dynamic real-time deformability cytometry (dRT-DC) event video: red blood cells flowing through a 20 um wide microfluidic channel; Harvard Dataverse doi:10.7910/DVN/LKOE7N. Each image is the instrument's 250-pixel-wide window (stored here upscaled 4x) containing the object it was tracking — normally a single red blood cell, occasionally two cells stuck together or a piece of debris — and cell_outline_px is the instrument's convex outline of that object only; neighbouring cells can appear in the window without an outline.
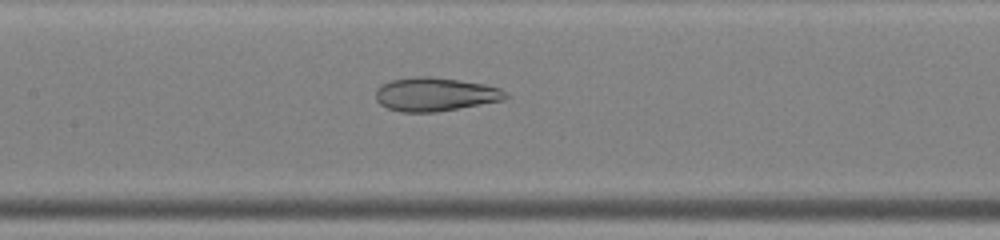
{"species": "common noctule bat (a hibernating species)", "species_latin": "Nyctalus noctula", "temperature_condition": "warm", "stored_images_in_passage": 34, "camera_frame_rate_fps": 3000, "um_per_image_px": 0.085, "animal": {"sex": "male", "body_mass_g": 19.0, "forearm_length_mm": 50.8}, "frame": {"image": 1, "passage_image": 15, "time_ms": 4.667, "image_size_px": [1000, 240], "cell_outline_px": [[508, 96], [504, 100], [436, 112], [400, 112], [388, 108], [380, 104], [376, 100], [376, 88], [380, 84], [392, 80], [416, 76], [432, 76], [484, 84], [500, 88]], "centroid_in_image_um": [36.95, 8.01], "position_along_channel_um": 170.4, "area_um2": 25.43}}
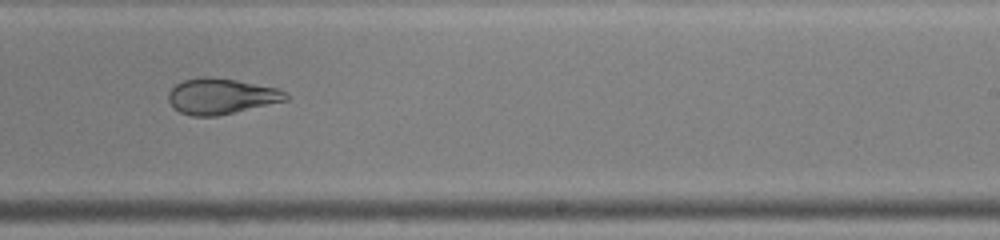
{"frame": {"image": 2, "passage_image": 22, "time_ms": 7.0, "image_size_px": [1000, 240], "cell_outline_px": [[288, 100], [216, 116], [192, 116], [180, 112], [168, 100], [168, 92], [176, 84], [184, 80], [236, 80], [276, 88], [284, 92], [288, 96]], "centroid_in_image_um": [18.81, 8.23], "position_along_channel_um": 270.2, "area_um2": 23.29}}
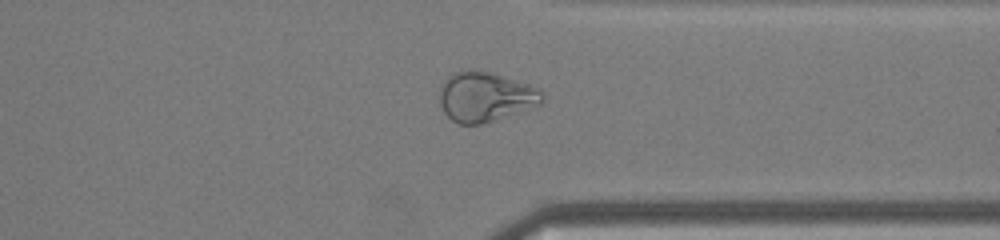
{"frame": {"image": 3, "passage_image": 29, "time_ms": 9.333, "image_size_px": [1000, 240], "cell_outline_px": [[544, 100], [540, 104], [496, 120], [480, 124], [460, 124], [452, 120], [444, 112], [440, 104], [440, 88], [444, 80], [448, 76], [456, 72], [468, 68], [492, 72], [528, 84], [536, 88], [544, 96]], "centroid_in_image_um": [41.23, 8.21], "position_along_channel_um": 370.2, "area_um2": 29.71}}